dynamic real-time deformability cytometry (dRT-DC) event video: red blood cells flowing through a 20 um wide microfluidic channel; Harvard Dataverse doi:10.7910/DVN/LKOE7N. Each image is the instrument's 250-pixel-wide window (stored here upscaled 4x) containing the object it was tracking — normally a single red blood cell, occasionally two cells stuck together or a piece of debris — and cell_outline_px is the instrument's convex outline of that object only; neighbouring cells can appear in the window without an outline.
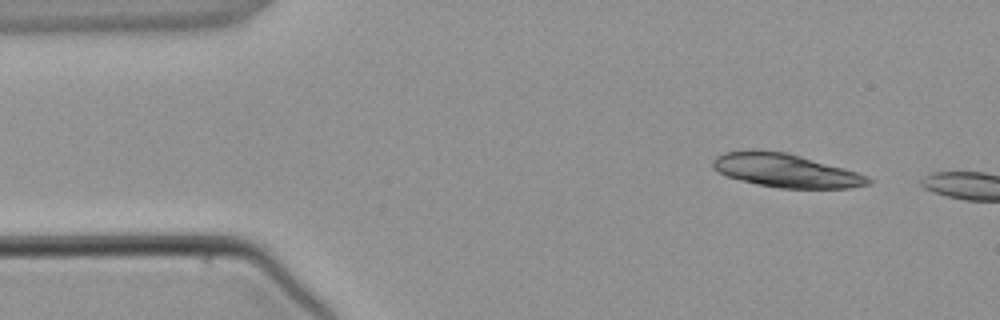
{"species": "common noctule bat (a hibernating species)", "species_latin": "Nyctalus noctula", "temperature_condition": "warm", "stored_images_in_passage": 2, "camera_frame_rate_fps": 3000, "um_per_image_px": 0.085, "animal": {"sex": "male", "body_mass_g": 21.5, "forearm_length_mm": 52.0}, "frame": {"image": 1, "passage_image": 1, "time_ms": 0.0, "image_size_px": [1000, 320], "cell_outline_px": [[872, 180], [868, 184], [848, 188], [780, 188], [756, 184], [740, 180], [728, 176], [712, 168], [712, 160], [716, 156], [724, 152], [788, 152], [844, 168], [868, 176]], "centroid_in_image_um": [66.81, 14.52], "position_along_channel_um": 18.2, "area_um2": 29.65}}